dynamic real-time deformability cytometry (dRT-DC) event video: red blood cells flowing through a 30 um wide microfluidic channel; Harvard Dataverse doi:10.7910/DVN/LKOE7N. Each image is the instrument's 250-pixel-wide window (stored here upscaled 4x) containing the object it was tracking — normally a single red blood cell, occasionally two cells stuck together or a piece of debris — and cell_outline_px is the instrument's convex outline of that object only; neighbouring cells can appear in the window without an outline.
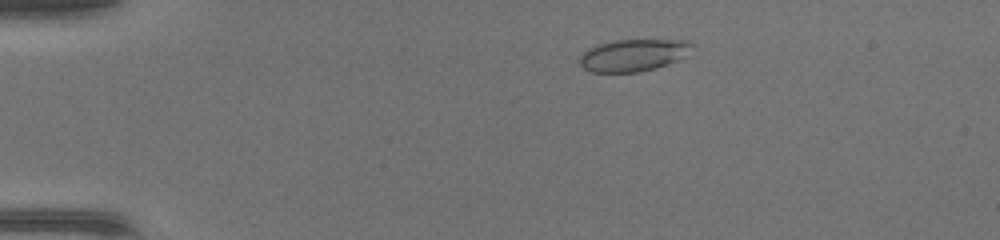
{"species": "common noctule bat (a hibernating species)", "species_latin": "Nyctalus noctula", "temperature_condition": "warm", "stored_images_in_passage": 45, "camera_frame_rate_fps": 3000, "um_per_image_px": 0.085, "animal": {"sex": "female", "body_mass_g": 17.0, "forearm_length_mm": 48.0}, "frame": {"image": 1, "passage_image": 8, "time_ms": 2.333, "image_size_px": [1000, 240], "cell_outline_px": [[696, 44], [676, 60], [640, 72], [592, 72], [584, 68], [580, 64], [580, 56], [588, 48], [600, 44], [616, 40], [688, 40]], "centroid_in_image_um": [53.79, 4.68], "position_along_channel_um": 31.2, "area_um2": 20.52}}
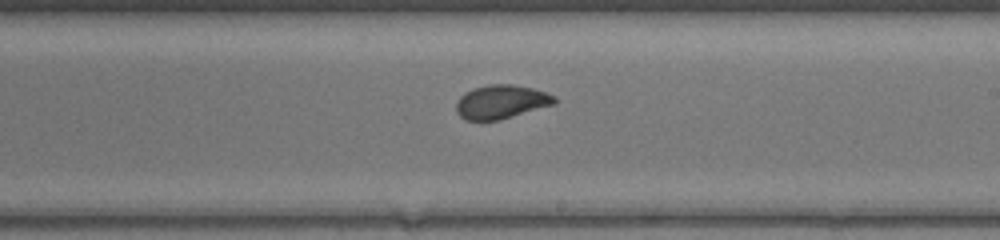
{"frame": {"image": 2, "passage_image": 27, "time_ms": 8.667, "image_size_px": [1000, 240], "cell_outline_px": [[556, 104], [500, 120], [464, 120], [456, 112], [456, 100], [464, 92], [472, 88], [488, 84], [512, 84], [532, 88], [556, 96]], "centroid_in_image_um": [42.58, 8.65], "position_along_channel_um": 246.4, "area_um2": 19.59}}
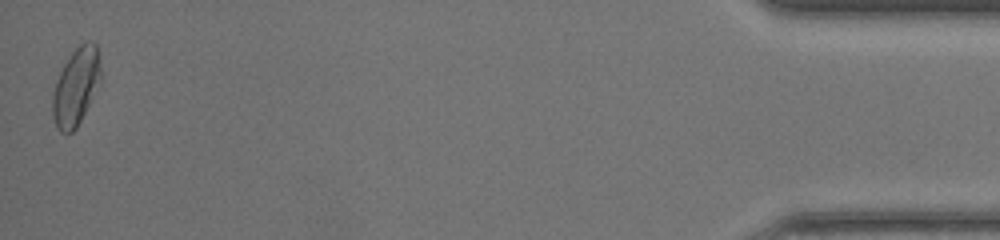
{"frame": {"image": 3, "passage_image": 45, "time_ms": 14.667, "image_size_px": [1000, 240], "cell_outline_px": [[100, 84], [76, 128], [72, 132], [60, 132], [56, 128], [52, 116], [52, 96], [56, 80], [64, 64], [72, 52], [80, 44], [88, 40], [96, 44], [100, 68]], "centroid_in_image_um": [6.44, 7.38], "position_along_channel_um": 428.8, "area_um2": 21.56}}